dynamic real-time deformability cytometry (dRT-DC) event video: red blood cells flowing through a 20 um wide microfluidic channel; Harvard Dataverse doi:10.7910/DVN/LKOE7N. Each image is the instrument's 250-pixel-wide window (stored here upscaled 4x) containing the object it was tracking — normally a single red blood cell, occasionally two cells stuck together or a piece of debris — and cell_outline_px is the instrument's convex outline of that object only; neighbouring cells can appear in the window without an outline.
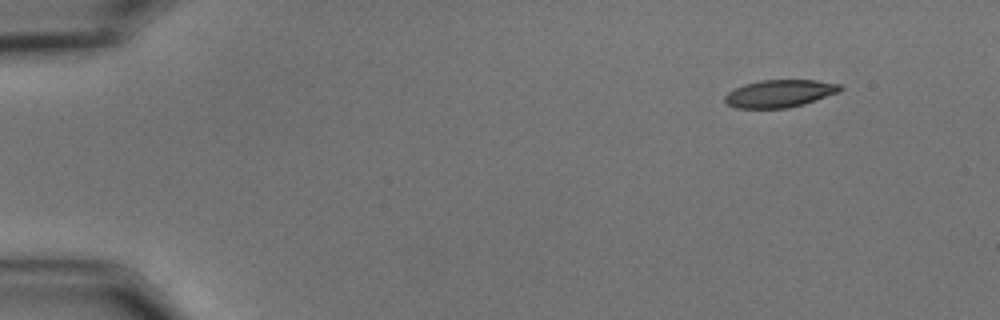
{"species": "common noctule bat (a hibernating species)", "species_latin": "Nyctalus noctula", "temperature_condition": "cold", "stored_images_in_passage": 54, "camera_frame_rate_fps": 3000, "um_per_image_px": 0.085, "animal": {"sex": "male", "body_mass_g": 15.6}, "frame": {"image": 1, "passage_image": 1, "time_ms": 0.0, "image_size_px": [1000, 320], "cell_outline_px": [[844, 88], [840, 92], [804, 104], [788, 108], [736, 108], [724, 104], [724, 96], [728, 92], [744, 84], [760, 80], [816, 80], [840, 84]], "centroid_in_image_um": [66.27, 7.95], "position_along_channel_um": 18.7, "area_um2": 18.67}}
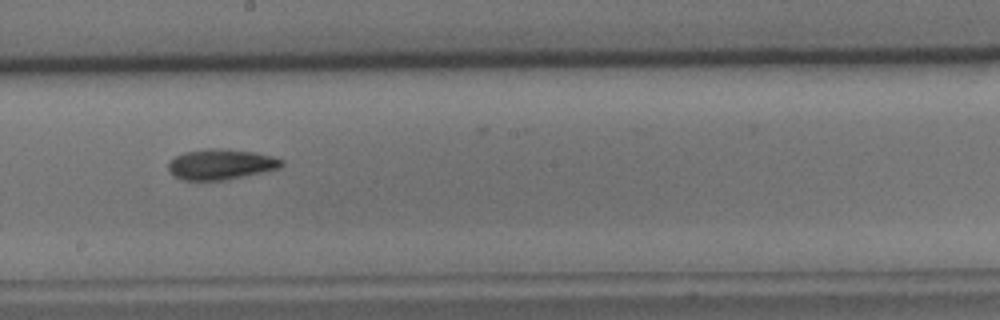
{"frame": {"image": 2, "passage_image": 28, "time_ms": 9.0, "image_size_px": [1000, 320], "cell_outline_px": [[284, 164], [280, 168], [224, 180], [184, 180], [176, 176], [168, 168], [168, 160], [184, 152], [208, 148], [212, 148], [252, 152], [272, 156], [284, 160]], "centroid_in_image_um": [18.77, 13.96], "position_along_channel_um": 229.4, "area_um2": 19.83}}
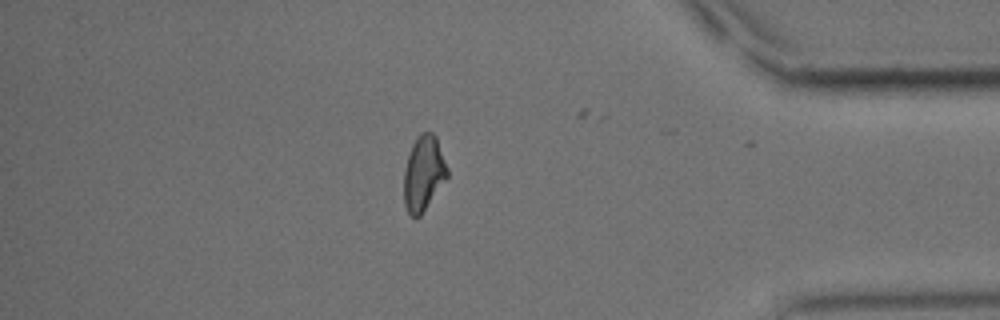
{"frame": {"image": 3, "passage_image": 45, "time_ms": 14.667, "image_size_px": [1000, 320], "cell_outline_px": [[448, 176], [420, 216], [412, 216], [408, 212], [404, 204], [404, 168], [412, 144], [416, 136], [420, 132], [432, 132], [436, 136], [448, 168]], "centroid_in_image_um": [36.0, 14.69], "position_along_channel_um": 399.2, "area_um2": 18.9}, "authors_computed_cell_mechanics": {"area_um2": 19.3919, "velocity_mm_per_s": 3.4926, "shape_relaxation_time_tau1_ms": 6.1688, "shape_relaxation_time_tau2_ms": 4.845, "deformation_change_tau1": 0.1717, "deformation_change_tau2": 0.1249}}